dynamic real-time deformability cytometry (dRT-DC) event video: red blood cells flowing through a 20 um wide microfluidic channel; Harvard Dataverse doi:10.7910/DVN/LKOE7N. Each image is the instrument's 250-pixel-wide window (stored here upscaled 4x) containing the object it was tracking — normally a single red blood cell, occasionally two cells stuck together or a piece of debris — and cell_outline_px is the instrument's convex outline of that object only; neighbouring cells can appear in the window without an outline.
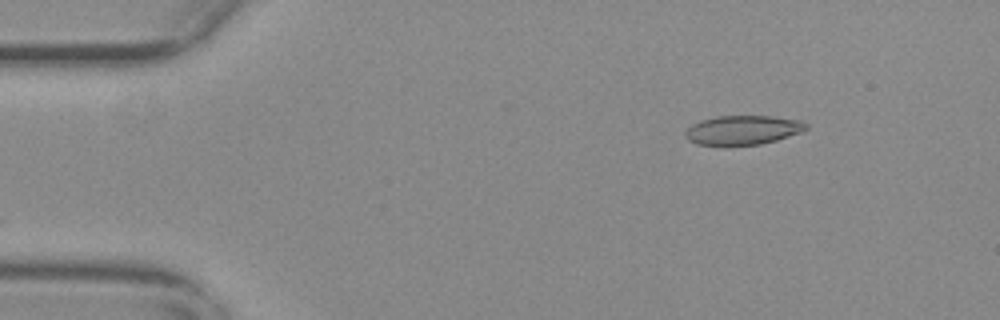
{"species": "common noctule bat (a hibernating species)", "species_latin": "Nyctalus noctula", "temperature_condition": "warm", "stored_images_in_passage": 51, "camera_frame_rate_fps": 3000, "um_per_image_px": 0.085, "animal": {"sex": "female", "body_mass_g": 29.2, "forearm_length_mm": 56.3}, "frame": {"image": 1, "passage_image": 3, "time_ms": 0.667, "image_size_px": [1000, 320], "cell_outline_px": [[808, 128], [800, 132], [776, 140], [760, 144], [696, 144], [688, 140], [684, 136], [684, 132], [692, 124], [700, 120], [716, 116], [772, 116], [804, 120], [808, 124]], "centroid_in_image_um": [63.15, 11.03], "position_along_channel_um": 21.8, "area_um2": 20.46}}
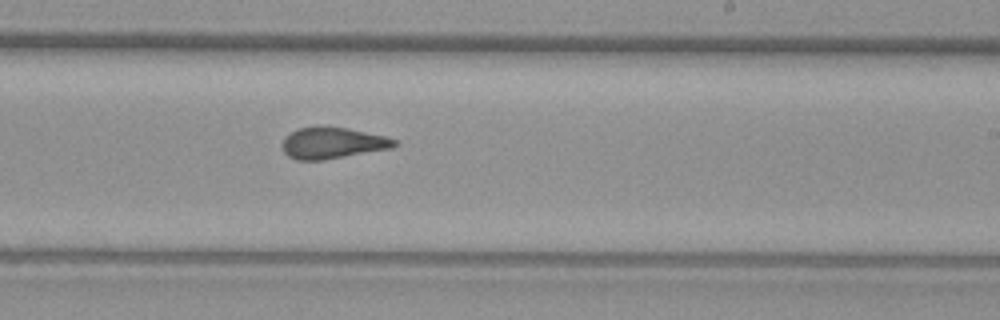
{"frame": {"image": 2, "passage_image": 29, "time_ms": 9.333, "image_size_px": [1000, 320], "cell_outline_px": [[400, 144], [392, 148], [324, 160], [296, 160], [288, 156], [284, 152], [284, 136], [296, 128], [320, 124], [348, 128], [384, 136], [396, 140]], "centroid_in_image_um": [28.25, 12.13], "position_along_channel_um": 260.8, "area_um2": 20.87}}
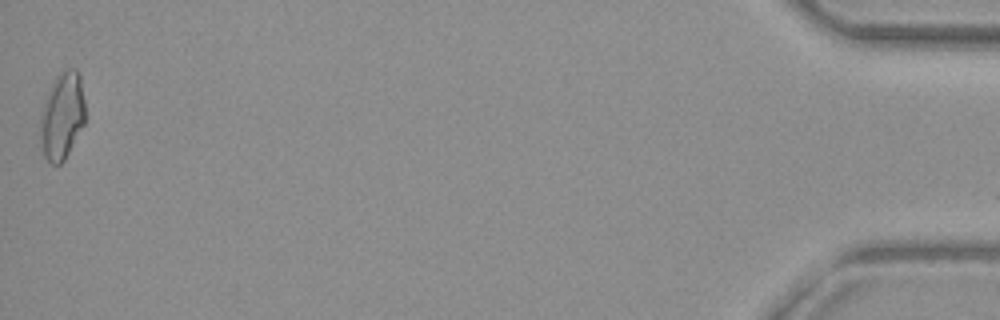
{"frame": {"image": 3, "passage_image": 51, "time_ms": 16.667, "image_size_px": [1000, 320], "cell_outline_px": [[84, 124], [64, 160], [60, 164], [52, 164], [44, 156], [40, 140], [40, 112], [48, 88], [52, 80], [60, 72], [68, 68], [76, 68], [80, 72], [84, 100]], "centroid_in_image_um": [5.26, 9.8], "position_along_channel_um": 429.9, "area_um2": 23.12}, "authors_computed_cell_mechanics": {"area_um2": 20.808, "velocity_mm_per_s": 3.713, "shape_relaxation_time_tau1_ms": null, "shape_relaxation_time_tau2_ms": 1.3788, "deformation_change_tau1": null, "deformation_change_tau2": 0.0876}}